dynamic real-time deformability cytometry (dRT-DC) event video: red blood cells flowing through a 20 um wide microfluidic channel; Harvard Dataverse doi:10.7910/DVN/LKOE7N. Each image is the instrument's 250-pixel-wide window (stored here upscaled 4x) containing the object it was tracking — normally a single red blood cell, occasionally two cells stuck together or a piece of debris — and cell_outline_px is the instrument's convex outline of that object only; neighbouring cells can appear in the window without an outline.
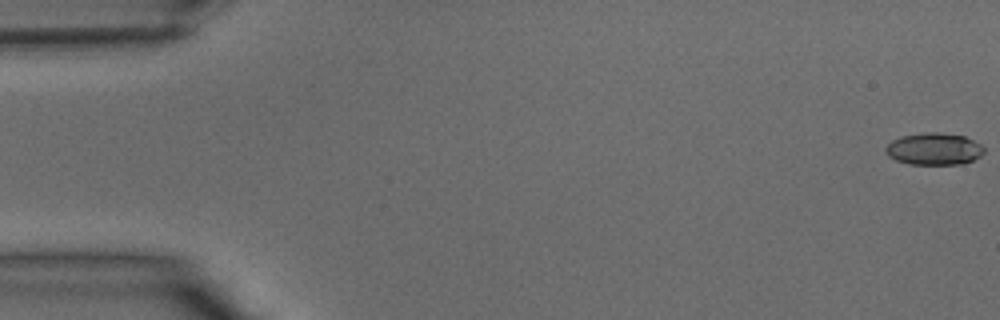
{"species": "common noctule bat (a hibernating species)", "species_latin": "Nyctalus noctula", "temperature_condition": "warm", "stored_images_in_passage": 35, "camera_frame_rate_fps": 3000, "um_per_image_px": 0.085, "animal": {"sex": "male", "body_mass_g": 15.6}, "frame": {"image": 1, "passage_image": 1, "time_ms": 0.0, "image_size_px": [1000, 320], "cell_outline_px": [[984, 152], [980, 156], [972, 160], [960, 164], [908, 164], [896, 160], [888, 156], [884, 152], [884, 148], [892, 140], [900, 136], [932, 132], [936, 132], [964, 136], [980, 144], [984, 148]], "centroid_in_image_um": [79.35, 12.66], "position_along_channel_um": 5.6, "area_um2": 18.26}}
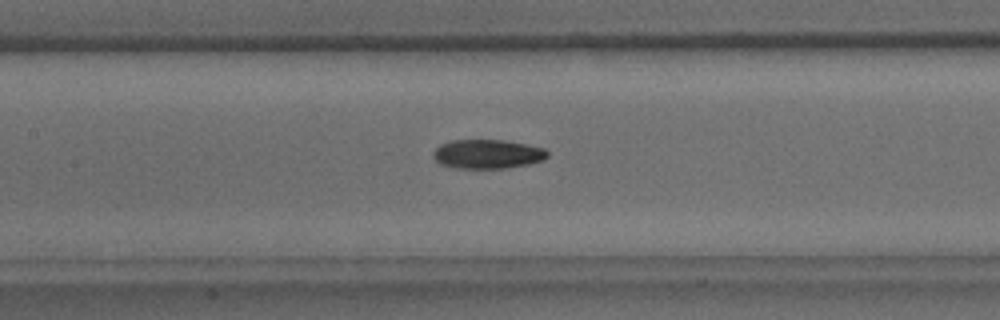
{"frame": {"image": 2, "passage_image": 19, "time_ms": 6.0, "image_size_px": [1000, 320], "cell_outline_px": [[548, 156], [544, 160], [528, 164], [504, 168], [456, 168], [440, 164], [432, 156], [432, 152], [440, 144], [452, 140], [504, 140], [544, 148], [548, 152]], "centroid_in_image_um": [41.42, 13.09], "position_along_channel_um": 166.0, "area_um2": 19.36}}
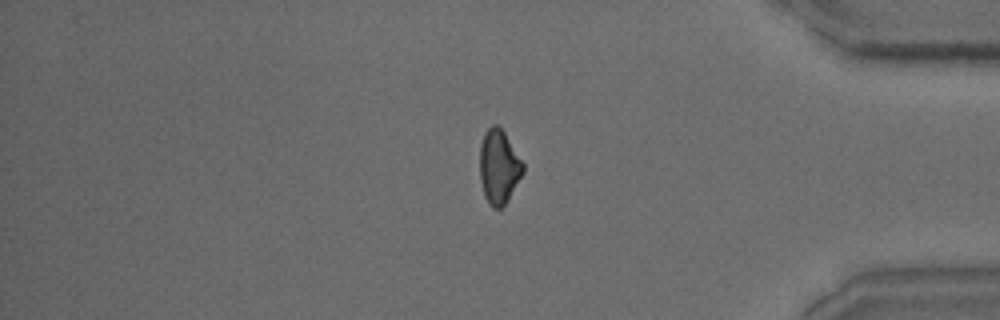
{"frame": {"image": 3, "passage_image": 34, "time_ms": 11.0, "image_size_px": [1000, 320], "cell_outline_px": [[524, 172], [508, 200], [500, 208], [492, 208], [488, 204], [484, 196], [480, 180], [480, 144], [484, 132], [492, 124], [496, 124], [504, 132], [524, 164]], "centroid_in_image_um": [42.39, 14.19], "position_along_channel_um": 392.8, "area_um2": 18.73}}